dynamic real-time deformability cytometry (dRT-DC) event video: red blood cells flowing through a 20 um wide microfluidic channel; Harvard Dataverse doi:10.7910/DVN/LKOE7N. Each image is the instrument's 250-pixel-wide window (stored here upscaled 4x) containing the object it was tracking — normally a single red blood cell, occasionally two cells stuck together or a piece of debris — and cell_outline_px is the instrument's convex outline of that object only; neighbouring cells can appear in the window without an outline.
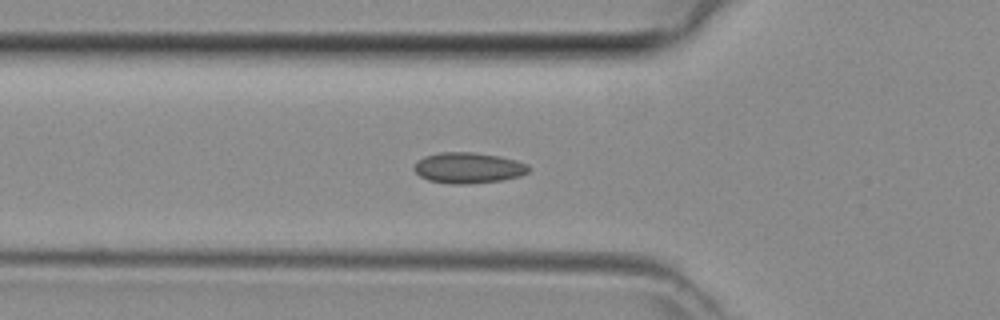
{"species": "common noctule bat (a hibernating species)", "species_latin": "Nyctalus noctula", "temperature_condition": "room temperature", "stored_images_in_passage": 46, "camera_frame_rate_fps": 3000, "um_per_image_px": 0.085, "animal": {"sex": "female", "body_mass_g": 29.2, "forearm_length_mm": 56.3}, "frame": {"image": 1, "passage_image": 15, "time_ms": 4.667, "image_size_px": [1000, 320], "cell_outline_px": [[532, 168], [528, 172], [520, 176], [504, 180], [468, 184], [452, 184], [428, 180], [420, 176], [412, 168], [416, 160], [424, 156], [440, 152], [472, 152], [500, 156], [516, 160], [528, 164]], "centroid_in_image_um": [39.81, 14.27], "position_along_channel_um": 86.0, "area_um2": 20.87}}
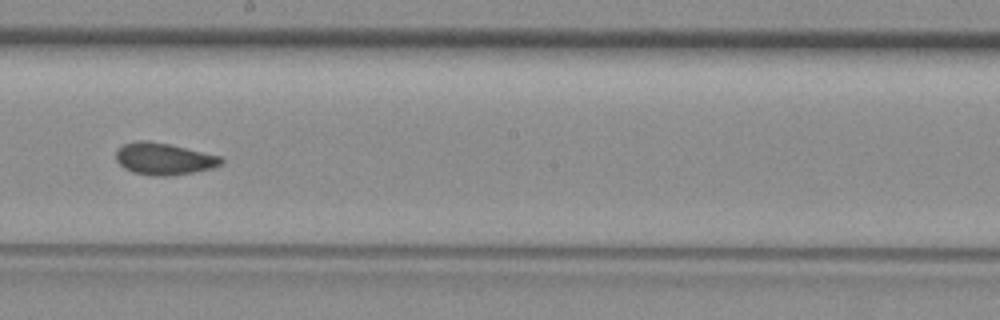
{"frame": {"image": 2, "passage_image": 25, "time_ms": 8.0, "image_size_px": [1000, 320], "cell_outline_px": [[224, 164], [212, 168], [192, 172], [168, 176], [152, 176], [132, 172], [124, 168], [116, 160], [116, 152], [124, 144], [136, 140], [144, 140], [168, 144], [220, 156], [224, 160]], "centroid_in_image_um": [13.93, 13.51], "position_along_channel_um": 234.3, "area_um2": 19.42}}
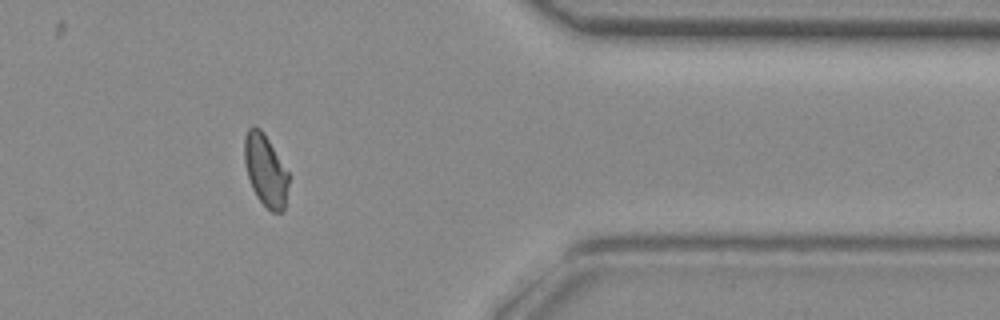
{"frame": {"image": 3, "passage_image": 37, "time_ms": 12.0, "image_size_px": [1000, 320], "cell_outline_px": [[288, 184], [284, 212], [272, 212], [256, 196], [252, 188], [248, 176], [244, 160], [244, 136], [248, 128], [252, 124], [260, 128], [264, 132], [288, 172]], "centroid_in_image_um": [22.55, 14.44], "position_along_channel_um": 388.8, "area_um2": 18.5}}